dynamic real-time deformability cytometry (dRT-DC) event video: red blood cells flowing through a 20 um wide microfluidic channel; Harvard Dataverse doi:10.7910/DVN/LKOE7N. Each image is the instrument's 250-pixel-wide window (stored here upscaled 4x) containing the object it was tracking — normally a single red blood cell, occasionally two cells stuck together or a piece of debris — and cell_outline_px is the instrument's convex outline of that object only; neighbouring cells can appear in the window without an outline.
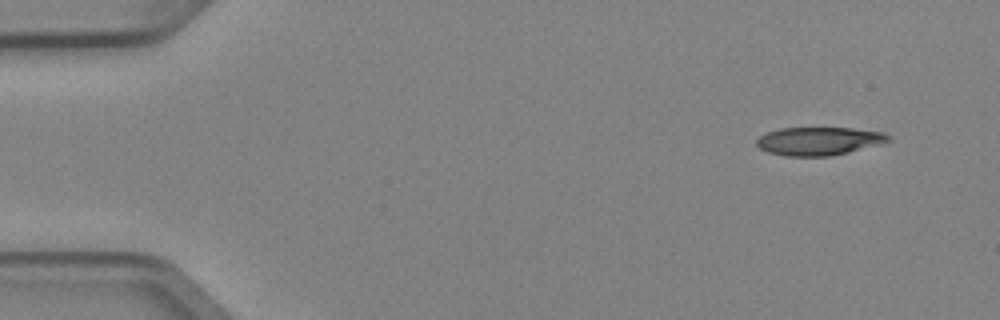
{"species": "Egyptian fruit bat (a non-hibernating species)", "species_latin": "Rousettus aegyptiacus", "temperature_condition": "cold", "stored_images_in_passage": 4, "camera_frame_rate_fps": 3000, "um_per_image_px": 0.085, "animal": {"sex": "female"}, "frame": {"image": 1, "passage_image": 1, "time_ms": 0.0, "image_size_px": [1000, 320], "cell_outline_px": [[892, 140], [848, 152], [828, 156], [784, 156], [768, 152], [760, 148], [756, 144], [756, 140], [760, 136], [768, 132], [780, 128], [852, 128], [884, 132]], "centroid_in_image_um": [69.58, 11.99], "position_along_channel_um": 15.4, "area_um2": 21.44}}
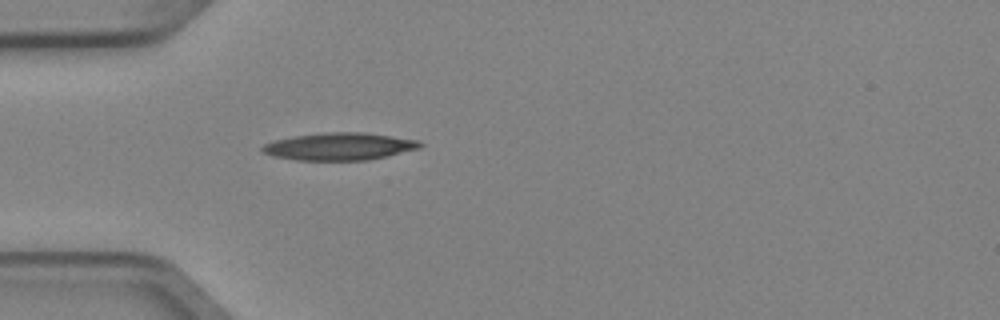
{"frame": {"image": 2, "passage_image": 4, "time_ms": 1.0, "image_size_px": [1000, 320], "cell_outline_px": [[424, 144], [420, 148], [368, 160], [296, 160], [276, 156], [264, 152], [260, 148], [264, 144], [276, 140], [296, 136], [328, 132], [364, 132], [420, 140]], "centroid_in_image_um": [28.9, 12.44], "position_along_channel_um": 56.1, "area_um2": 24.91}}